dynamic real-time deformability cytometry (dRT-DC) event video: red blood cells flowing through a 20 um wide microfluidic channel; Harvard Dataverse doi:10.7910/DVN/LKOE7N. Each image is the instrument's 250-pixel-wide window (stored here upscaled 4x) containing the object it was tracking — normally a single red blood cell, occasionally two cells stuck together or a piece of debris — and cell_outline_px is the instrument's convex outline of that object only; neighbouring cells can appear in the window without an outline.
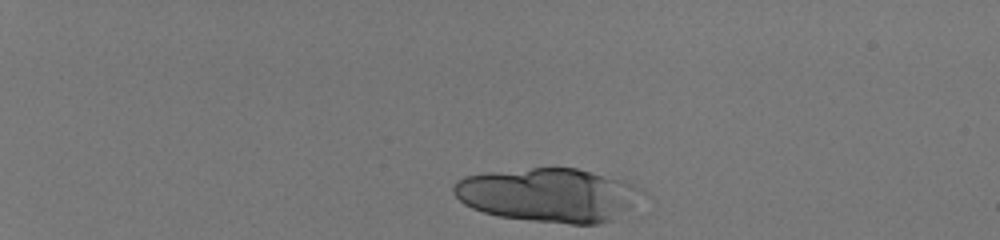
{"species": "human", "species_latin": "Homo sapiens", "temperature_condition": "room temperature", "stored_images_in_passage": 13, "camera_frame_rate_fps": 3000, "um_per_image_px": 0.085, "donor": {"sex": "male"}, "frame": {"image": 1, "passage_image": 1, "time_ms": 0.0, "image_size_px": [1000, 240], "cell_outline_px": [[644, 192], [628, 208], [612, 220], [596, 224], [568, 224], [532, 220], [500, 216], [484, 212], [472, 208], [464, 204], [452, 192], [452, 188], [456, 180], [464, 176], [484, 172], [532, 168], [576, 168], [632, 184], [640, 188]], "centroid_in_image_um": [46.54, 16.57], "position_along_channel_um": 38.5, "area_um2": 58.44}}